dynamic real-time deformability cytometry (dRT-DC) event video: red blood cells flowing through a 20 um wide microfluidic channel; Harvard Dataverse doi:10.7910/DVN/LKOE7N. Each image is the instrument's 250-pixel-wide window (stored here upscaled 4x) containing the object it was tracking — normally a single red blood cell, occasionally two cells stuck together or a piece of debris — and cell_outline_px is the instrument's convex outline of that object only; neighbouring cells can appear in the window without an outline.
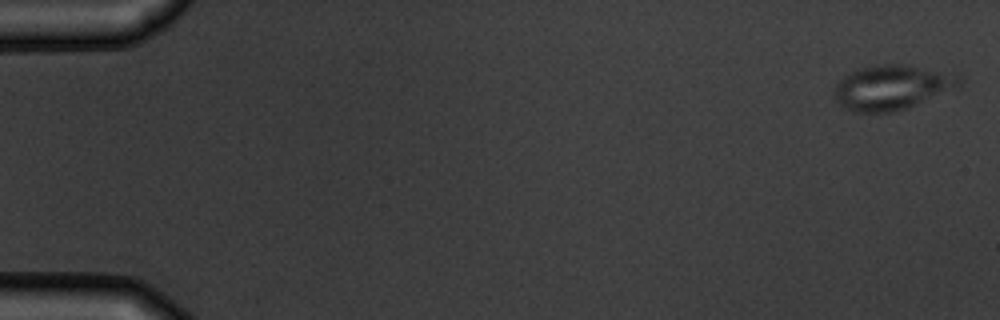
{"species": "common noctule bat (a hibernating species)", "species_latin": "Nyctalus noctula", "temperature_condition": "warm", "stored_images_in_passage": 8, "camera_frame_rate_fps": 3000, "um_per_image_px": 0.085, "animal": {"sex": "male", "body_mass_g": 19.5, "forearm_length_mm": 54.6}, "frame": {"image": 1, "passage_image": 1, "time_ms": 0.0, "image_size_px": [1000, 320], "cell_outline_px": [[964, 80], [960, 84], [908, 108], [892, 112], [856, 112], [844, 108], [836, 100], [836, 84], [844, 76], [860, 68], [876, 64], [904, 64], [964, 76]], "centroid_in_image_um": [75.79, 7.42], "position_along_channel_um": 9.2, "area_um2": 31.96}}